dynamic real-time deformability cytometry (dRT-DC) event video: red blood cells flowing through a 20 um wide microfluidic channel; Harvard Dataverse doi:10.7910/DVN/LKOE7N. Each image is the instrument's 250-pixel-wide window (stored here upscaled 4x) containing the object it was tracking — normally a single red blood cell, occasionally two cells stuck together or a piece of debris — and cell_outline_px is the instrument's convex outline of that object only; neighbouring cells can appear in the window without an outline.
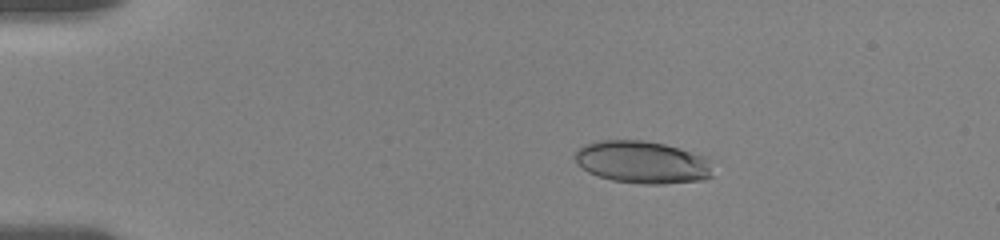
{"species": "human", "species_latin": "Homo sapiens", "temperature_condition": "room temperature", "stored_images_in_passage": 51, "camera_frame_rate_fps": 3000, "um_per_image_px": 0.085, "donor": {"sex": "female"}, "frame": {"image": 1, "passage_image": 6, "time_ms": 1.667, "image_size_px": [1000, 240], "cell_outline_px": [[712, 176], [704, 180], [664, 184], [640, 184], [612, 180], [588, 172], [576, 164], [576, 148], [600, 140], [644, 140], [664, 144], [680, 148], [704, 156], [708, 160]], "centroid_in_image_um": [54.59, 13.79], "position_along_channel_um": 30.4, "area_um2": 34.04}}
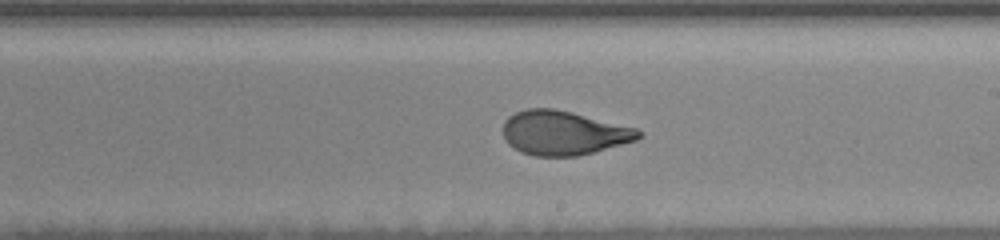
{"frame": {"image": 2, "passage_image": 29, "time_ms": 9.333, "image_size_px": [1000, 240], "cell_outline_px": [[644, 136], [636, 140], [592, 152], [576, 156], [532, 156], [520, 152], [508, 144], [504, 136], [504, 120], [508, 116], [516, 112], [528, 108], [552, 108], [572, 112], [636, 128], [644, 132]], "centroid_in_image_um": [47.89, 11.29], "position_along_channel_um": 241.1, "area_um2": 34.85}}
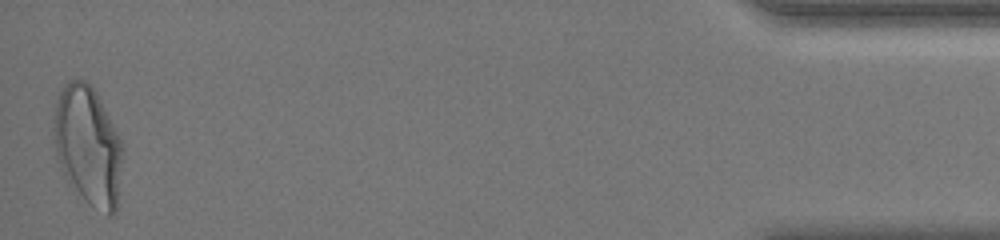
{"frame": {"image": 3, "passage_image": 51, "time_ms": 16.667, "image_size_px": [1000, 240], "cell_outline_px": [[120, 160], [116, 212], [112, 216], [108, 216], [88, 204], [60, 168], [56, 160], [52, 128], [56, 100], [64, 84], [68, 80], [84, 80], [96, 92], [120, 140]], "centroid_in_image_um": [7.41, 12.37], "position_along_channel_um": 427.8, "area_um2": 46.88}, "authors_computed_cell_mechanics": {"area_um2": 35.4314, "velocity_mm_per_s": 3.6195, "shape_relaxation_time_tau1_ms": 4.7426, "shape_relaxation_time_tau2_ms": 0.9095, "deformation_change_tau1": 0.1869, "deformation_change_tau2": 0.0669}}